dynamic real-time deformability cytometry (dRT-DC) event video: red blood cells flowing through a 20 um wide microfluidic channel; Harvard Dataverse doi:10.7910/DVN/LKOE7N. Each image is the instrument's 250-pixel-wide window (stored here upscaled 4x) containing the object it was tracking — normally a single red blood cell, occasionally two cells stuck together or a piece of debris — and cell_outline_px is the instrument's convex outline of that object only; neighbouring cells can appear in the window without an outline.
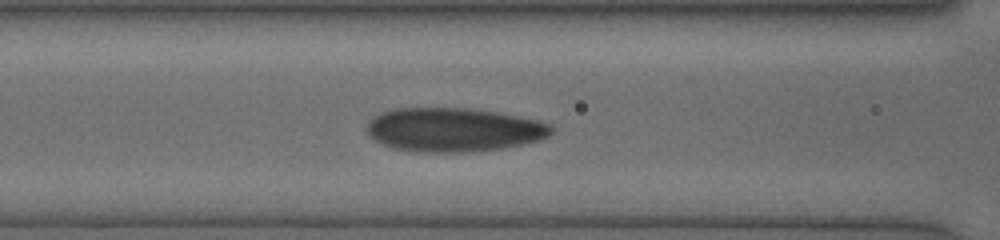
{"species": "human", "species_latin": "Homo sapiens", "temperature_condition": "cold", "stored_images_in_passage": 23, "camera_frame_rate_fps": 3000, "um_per_image_px": 0.085, "donor": {"sex": "female"}, "frame": {"image": 1, "passage_image": 19, "time_ms": 4.333, "image_size_px": [1000, 240], "cell_outline_px": [[556, 128], [548, 136], [540, 140], [500, 148], [464, 152], [420, 152], [392, 148], [368, 136], [364, 128], [368, 120], [372, 116], [380, 112], [396, 108], [468, 108], [496, 112], [520, 116], [552, 124]], "centroid_in_image_um": [38.52, 11.01], "position_along_channel_um": 128.1, "area_um2": 47.45}}